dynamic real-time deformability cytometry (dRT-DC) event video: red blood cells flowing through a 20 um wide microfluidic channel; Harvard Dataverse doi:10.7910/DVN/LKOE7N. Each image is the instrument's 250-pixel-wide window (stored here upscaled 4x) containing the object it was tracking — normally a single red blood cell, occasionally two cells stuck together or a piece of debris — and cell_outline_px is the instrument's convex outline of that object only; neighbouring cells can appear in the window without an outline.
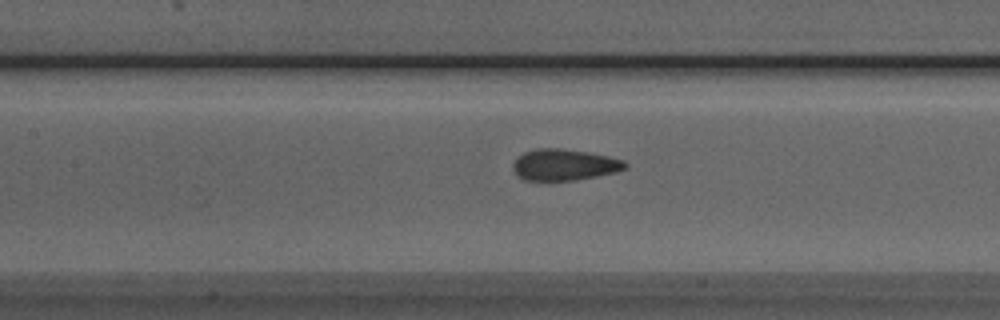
{"species": "Egyptian fruit bat (a non-hibernating species)", "species_latin": "Rousettus aegyptiacus", "temperature_condition": "room temperature", "stored_images_in_passage": 22, "camera_frame_rate_fps": 3000, "um_per_image_px": 0.085, "animal": {"sex": "male"}, "frame": {"image": 1, "passage_image": 7, "time_ms": 2.0, "image_size_px": [1000, 320], "cell_outline_px": [[628, 168], [616, 172], [576, 180], [524, 180], [512, 168], [512, 164], [524, 152], [536, 148], [560, 148], [588, 152], [608, 156], [624, 160], [628, 164]], "centroid_in_image_um": [48.0, 14.0], "position_along_channel_um": 159.4, "area_um2": 20.4}}
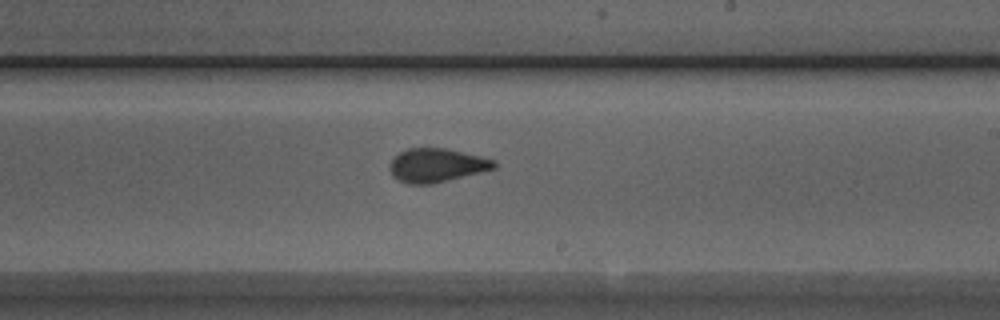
{"frame": {"image": 2, "passage_image": 14, "time_ms": 4.333, "image_size_px": [1000, 320], "cell_outline_px": [[496, 168], [432, 184], [408, 184], [392, 176], [388, 168], [388, 164], [392, 156], [408, 148], [444, 148], [480, 156], [496, 160]], "centroid_in_image_um": [37.06, 14.04], "position_along_channel_um": 251.9, "area_um2": 20.58}}
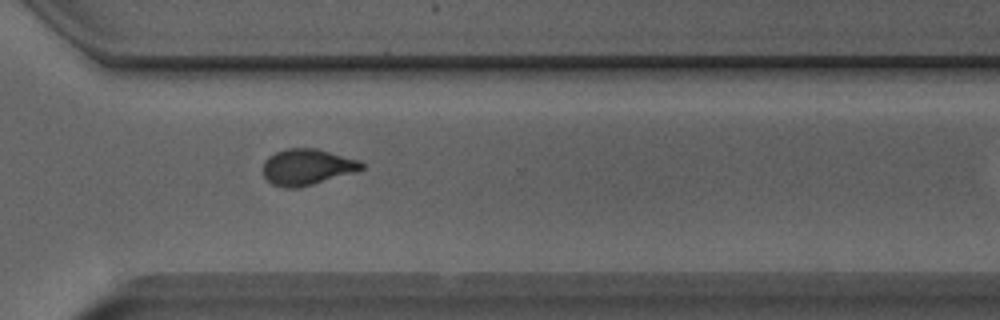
{"frame": {"image": 3, "passage_image": 21, "time_ms": 6.667, "image_size_px": [1000, 320], "cell_outline_px": [[364, 168], [356, 172], [312, 184], [296, 188], [284, 188], [272, 184], [264, 176], [264, 160], [268, 156], [276, 152], [288, 148], [316, 148], [360, 160], [364, 164]], "centroid_in_image_um": [26.11, 14.19], "position_along_channel_um": 344.5, "area_um2": 20.69}}